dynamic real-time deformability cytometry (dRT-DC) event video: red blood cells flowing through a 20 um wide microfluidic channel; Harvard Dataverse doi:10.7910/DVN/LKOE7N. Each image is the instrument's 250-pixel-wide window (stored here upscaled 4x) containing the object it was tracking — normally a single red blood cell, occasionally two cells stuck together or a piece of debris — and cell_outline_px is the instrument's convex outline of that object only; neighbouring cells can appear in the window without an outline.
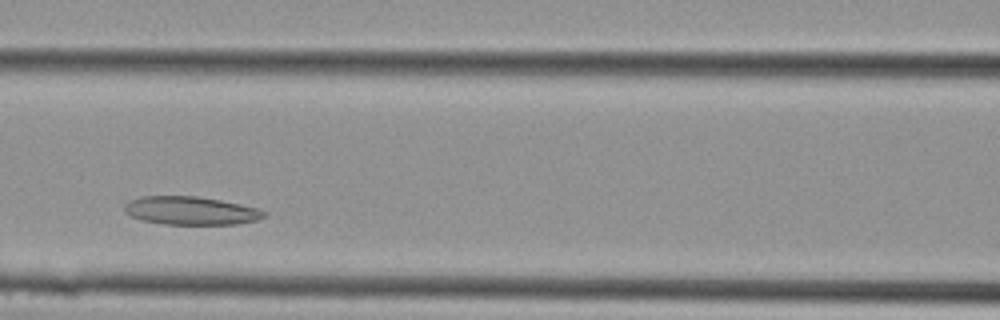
{"species": "Egyptian fruit bat (a non-hibernating species)", "species_latin": "Rousettus aegyptiacus", "temperature_condition": "cold", "stored_images_in_passage": 10, "camera_frame_rate_fps": 3000, "um_per_image_px": 0.085, "animal": {"sex": "female"}, "frame": {"image": 1, "passage_image": 6, "time_ms": 1.667, "image_size_px": [1000, 320], "cell_outline_px": [[268, 212], [264, 216], [256, 220], [236, 224], [164, 224], [140, 220], [128, 216], [124, 212], [124, 204], [128, 200], [140, 196], [200, 196], [260, 208]], "centroid_in_image_um": [16.17, 17.9], "position_along_channel_um": 150.4, "area_um2": 23.29}}
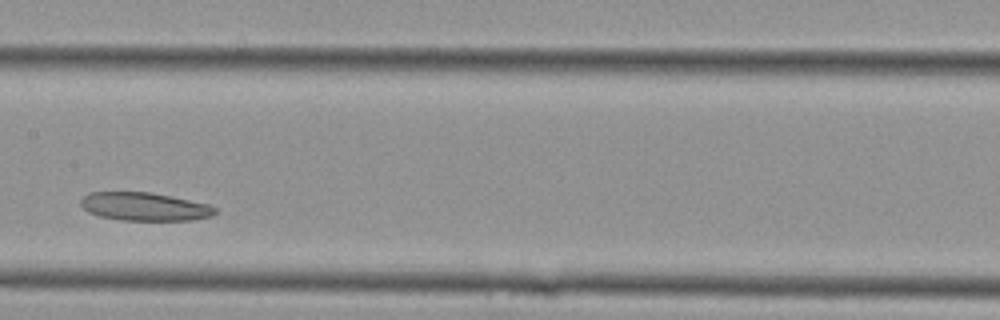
{"frame": {"image": 2, "passage_image": 8, "time_ms": 2.333, "image_size_px": [1000, 320], "cell_outline_px": [[216, 212], [212, 216], [192, 220], [120, 220], [100, 216], [88, 212], [80, 204], [80, 200], [88, 192], [152, 192], [208, 204], [216, 208]], "centroid_in_image_um": [12.27, 17.56], "position_along_channel_um": 195.1, "area_um2": 22.08}}
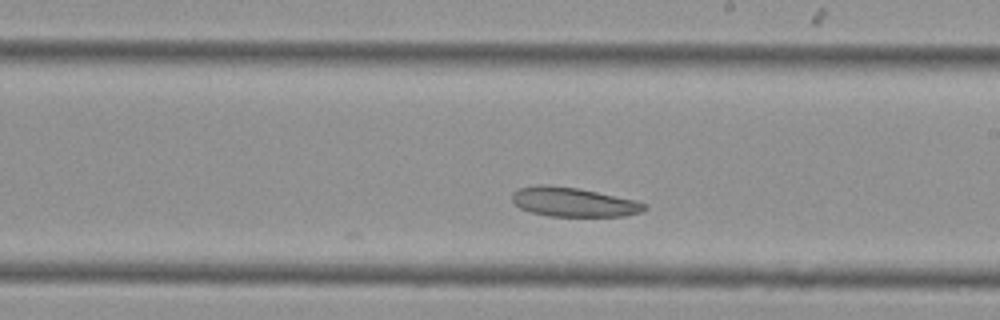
{"frame": {"image": 3, "passage_image": 10, "time_ms": 3.0, "image_size_px": [1000, 320], "cell_outline_px": [[648, 208], [640, 212], [624, 216], [548, 216], [528, 212], [520, 208], [512, 200], [512, 192], [516, 188], [576, 188], [636, 200], [648, 204]], "centroid_in_image_um": [48.82, 17.23], "position_along_channel_um": 240.2, "area_um2": 21.73}}